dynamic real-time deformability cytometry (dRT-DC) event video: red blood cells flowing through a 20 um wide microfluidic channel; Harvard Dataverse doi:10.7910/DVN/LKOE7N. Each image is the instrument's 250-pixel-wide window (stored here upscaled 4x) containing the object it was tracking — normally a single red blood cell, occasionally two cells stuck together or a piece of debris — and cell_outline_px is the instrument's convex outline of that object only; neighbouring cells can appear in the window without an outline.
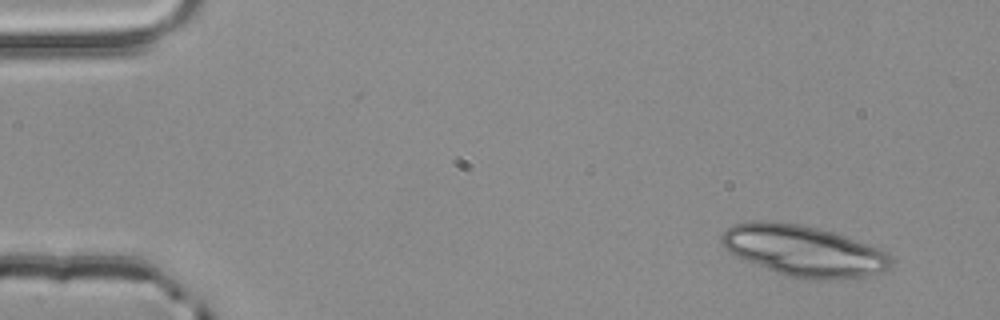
{"species": "common noctule bat (a hibernating species)", "species_latin": "Nyctalus noctula", "temperature_condition": "room temperature", "stored_images_in_passage": 3, "camera_frame_rate_fps": 3000, "um_per_image_px": 0.085, "animal": {"sex": "male", "body_mass_g": 20.4}, "frame": {"image": 1, "passage_image": 1, "time_ms": 0.0, "image_size_px": [1000, 320], "cell_outline_px": [[892, 264], [884, 272], [868, 276], [848, 280], [804, 280], [788, 276], [776, 272], [748, 260], [732, 252], [720, 240], [720, 236], [732, 224], [752, 220], [772, 220], [800, 224], [832, 232], [880, 248], [888, 252], [892, 256]], "centroid_in_image_um": [68.39, 21.33], "position_along_channel_um": 16.6, "area_um2": 50.52}}